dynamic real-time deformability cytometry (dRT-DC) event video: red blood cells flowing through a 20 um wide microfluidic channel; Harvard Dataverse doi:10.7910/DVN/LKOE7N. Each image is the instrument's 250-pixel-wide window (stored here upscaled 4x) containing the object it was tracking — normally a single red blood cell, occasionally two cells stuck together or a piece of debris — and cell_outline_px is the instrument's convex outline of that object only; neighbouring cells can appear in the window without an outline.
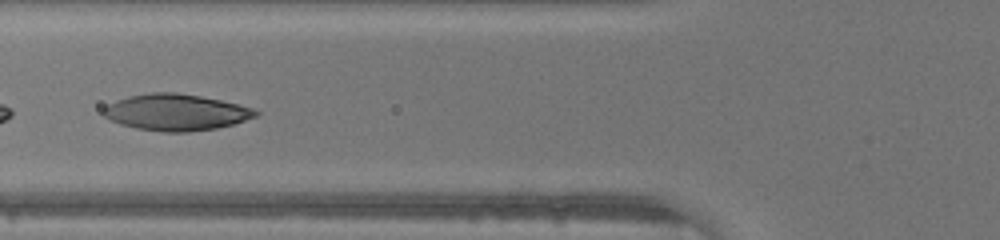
{"species": "human", "species_latin": "Homo sapiens", "temperature_condition": "warm", "stored_images_in_passage": 32, "camera_frame_rate_fps": 3000, "um_per_image_px": 0.085, "donor": {"sex": "male"}, "frame": {"image": 1, "passage_image": 6, "time_ms": 1.667, "image_size_px": [1000, 240], "cell_outline_px": [[260, 112], [256, 116], [232, 124], [216, 128], [188, 132], [164, 132], [136, 128], [120, 124], [108, 120], [100, 112], [108, 104], [116, 100], [128, 96], [152, 92], [176, 92], [200, 96], [240, 104], [252, 108]], "centroid_in_image_um": [14.91, 9.54], "position_along_channel_um": 110.9, "area_um2": 32.37}}
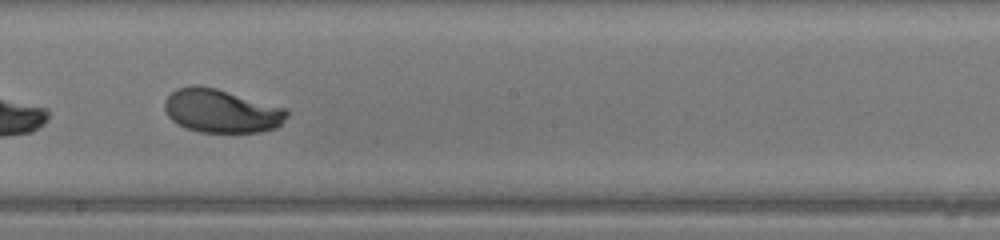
{"frame": {"image": 2, "passage_image": 14, "time_ms": 4.333, "image_size_px": [1000, 240], "cell_outline_px": [[288, 116], [276, 128], [260, 132], [200, 132], [188, 128], [172, 120], [168, 116], [164, 108], [164, 100], [176, 88], [192, 84], [216, 88], [288, 108]], "centroid_in_image_um": [18.83, 9.42], "position_along_channel_um": 229.4, "area_um2": 31.1}}
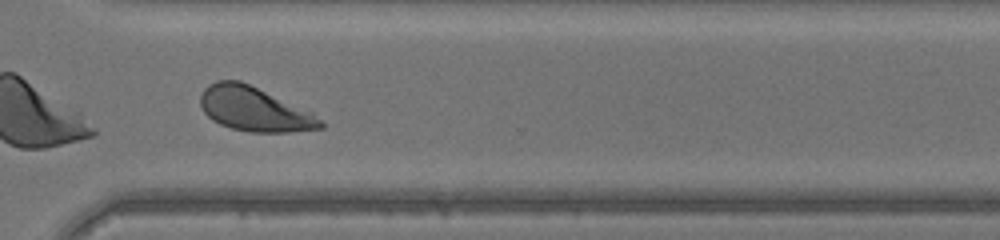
{"frame": {"image": 3, "passage_image": 22, "time_ms": 7.0, "image_size_px": [1000, 240], "cell_outline_px": [[324, 128], [288, 132], [248, 132], [232, 128], [220, 124], [212, 120], [204, 112], [200, 104], [200, 96], [204, 88], [208, 84], [216, 80], [240, 80], [312, 112], [324, 124]], "centroid_in_image_um": [21.59, 9.27], "position_along_channel_um": 349.0, "area_um2": 30.87}}